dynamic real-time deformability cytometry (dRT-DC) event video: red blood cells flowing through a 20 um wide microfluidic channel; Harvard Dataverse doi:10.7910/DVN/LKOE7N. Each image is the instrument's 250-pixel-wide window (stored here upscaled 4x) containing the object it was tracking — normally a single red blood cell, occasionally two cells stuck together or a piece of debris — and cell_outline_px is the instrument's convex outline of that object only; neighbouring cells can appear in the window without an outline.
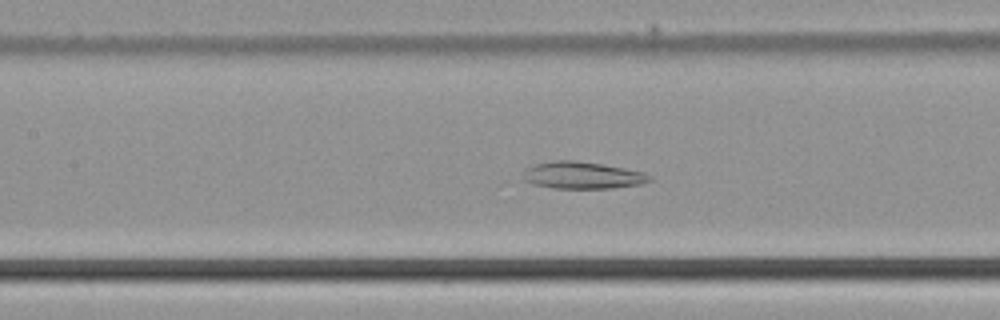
{"species": "common noctule bat (a hibernating species)", "species_latin": "Nyctalus noctula", "temperature_condition": "cold", "stored_images_in_passage": 51, "camera_frame_rate_fps": 3000, "um_per_image_px": 0.085, "animal": {"sex": "male", "body_mass_g": 21.5, "forearm_length_mm": 52.0}, "frame": {"image": 1, "passage_image": 24, "time_ms": 7.667, "image_size_px": [1000, 320], "cell_outline_px": [[652, 180], [640, 184], [612, 188], [552, 188], [532, 184], [524, 180], [524, 172], [528, 168], [536, 164], [556, 160], [572, 160], [600, 164], [624, 168], [644, 172], [652, 176]], "centroid_in_image_um": [49.53, 14.91], "position_along_channel_um": 157.9, "area_um2": 19.71}}
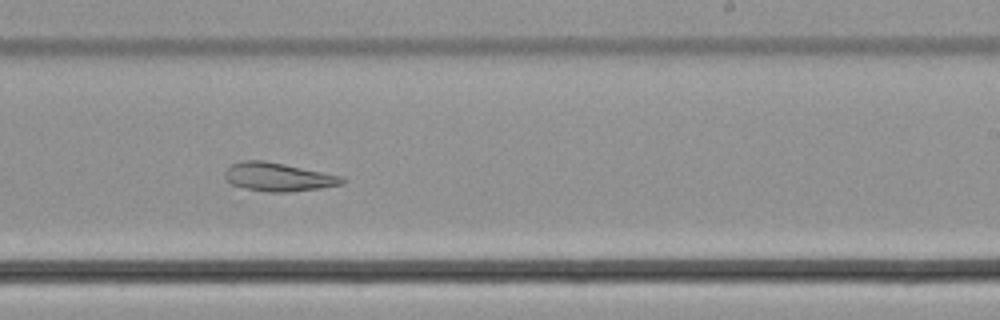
{"frame": {"image": 2, "passage_image": 32, "time_ms": 10.333, "image_size_px": [1000, 320], "cell_outline_px": [[344, 184], [320, 188], [288, 192], [268, 192], [248, 188], [232, 184], [224, 176], [224, 172], [232, 164], [244, 160], [264, 160], [284, 164], [340, 176], [344, 180]], "centroid_in_image_um": [23.63, 15.04], "position_along_channel_um": 265.4, "area_um2": 19.07}}
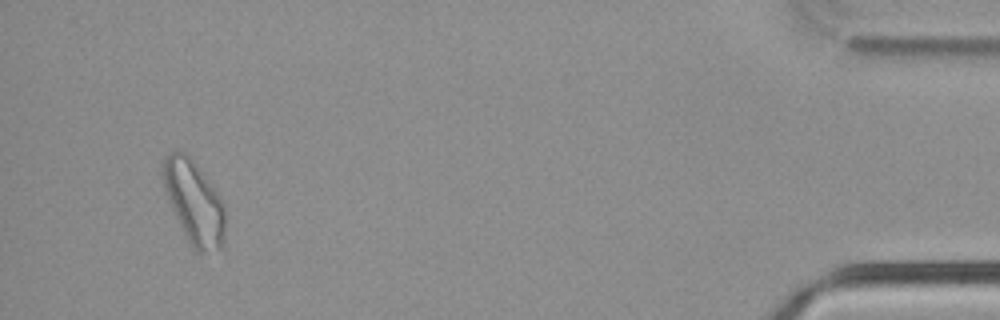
{"frame": {"image": 3, "passage_image": 49, "time_ms": 16.0, "image_size_px": [1000, 320], "cell_outline_px": [[224, 244], [220, 248], [200, 252], [196, 252], [192, 248], [172, 208], [164, 188], [160, 172], [160, 164], [164, 156], [172, 152], [184, 152], [192, 160], [208, 180], [224, 204]], "centroid_in_image_um": [16.45, 17.17], "position_along_channel_um": 418.7, "area_um2": 29.77}}